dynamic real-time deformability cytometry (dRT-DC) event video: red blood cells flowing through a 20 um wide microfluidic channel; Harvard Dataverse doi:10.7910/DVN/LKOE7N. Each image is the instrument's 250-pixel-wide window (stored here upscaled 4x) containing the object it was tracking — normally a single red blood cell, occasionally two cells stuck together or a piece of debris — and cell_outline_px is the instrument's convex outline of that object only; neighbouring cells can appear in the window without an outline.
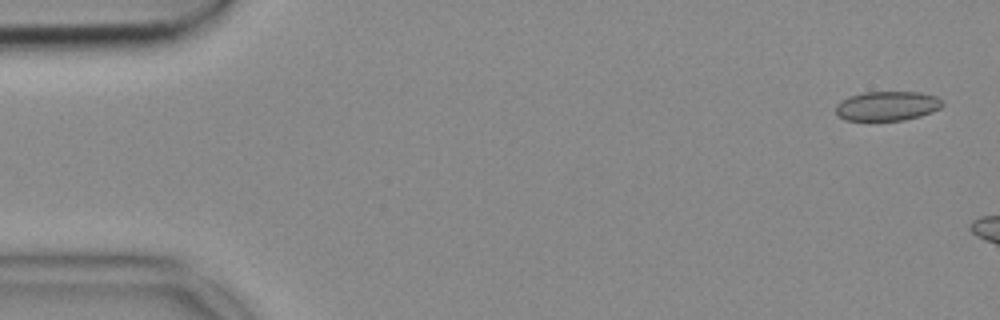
{"species": "common noctule bat (a hibernating species)", "species_latin": "Nyctalus noctula", "temperature_condition": "cold", "stored_images_in_passage": 9, "camera_frame_rate_fps": 3000, "um_per_image_px": 0.085, "animal": {"sex": "female", "body_mass_g": 18.4}, "frame": {"image": 1, "passage_image": 2, "time_ms": 0.333, "image_size_px": [1000, 320], "cell_outline_px": [[944, 104], [940, 108], [932, 112], [920, 116], [904, 120], [844, 120], [836, 112], [836, 104], [840, 100], [848, 96], [864, 92], [920, 92], [936, 96], [944, 100]], "centroid_in_image_um": [75.43, 9.0], "position_along_channel_um": 9.6, "area_um2": 18.44}}